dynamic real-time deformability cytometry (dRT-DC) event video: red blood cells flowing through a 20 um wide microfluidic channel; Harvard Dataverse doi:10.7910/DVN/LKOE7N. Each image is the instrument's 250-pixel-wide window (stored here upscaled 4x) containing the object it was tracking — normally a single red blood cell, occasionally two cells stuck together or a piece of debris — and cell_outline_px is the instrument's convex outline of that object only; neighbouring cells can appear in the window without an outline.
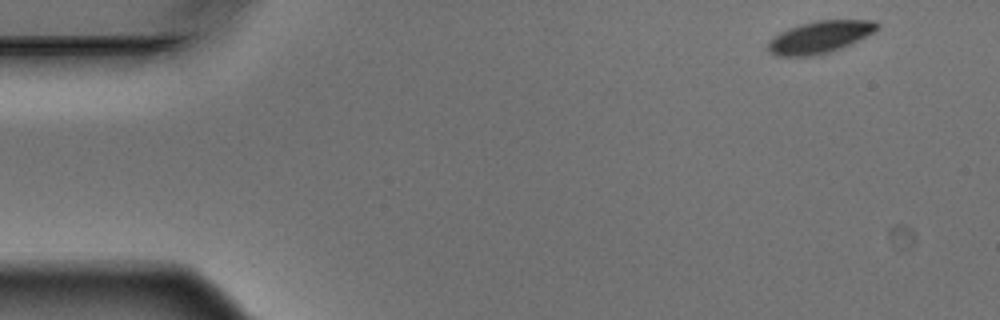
{"species": "Egyptian fruit bat (a non-hibernating species)", "species_latin": "Rousettus aegyptiacus", "temperature_condition": "warm", "stored_images_in_passage": 5, "camera_frame_rate_fps": 3000, "um_per_image_px": 0.085, "animal": {"sex": "male"}, "frame": {"image": 1, "passage_image": 1, "time_ms": 0.0, "image_size_px": [1000, 320], "cell_outline_px": [[880, 28], [840, 48], [828, 52], [812, 56], [776, 56], [768, 52], [768, 40], [772, 36], [788, 28], [800, 24], [816, 20], [876, 20], [880, 24]], "centroid_in_image_um": [69.63, 3.14], "position_along_channel_um": 15.4, "area_um2": 20.35}}
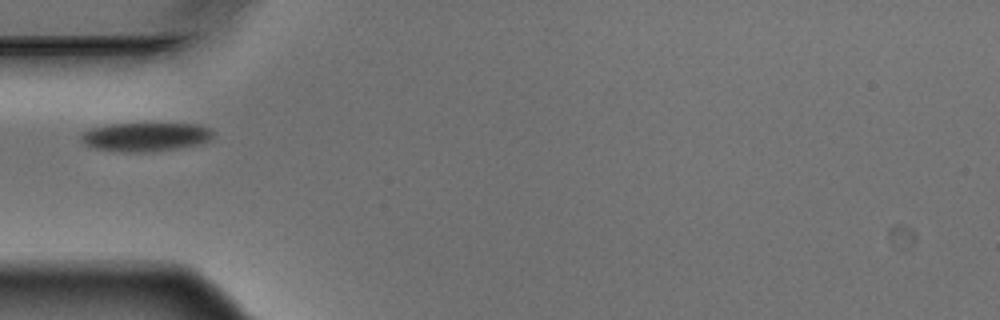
{"frame": {"image": 2, "passage_image": 5, "time_ms": 1.333, "image_size_px": [1000, 320], "cell_outline_px": [[212, 140], [204, 144], [152, 152], [124, 152], [96, 148], [84, 144], [80, 140], [80, 136], [84, 132], [92, 128], [108, 124], [200, 124], [212, 128]], "centroid_in_image_um": [12.44, 11.64], "position_along_channel_um": 72.6, "area_um2": 22.37}}